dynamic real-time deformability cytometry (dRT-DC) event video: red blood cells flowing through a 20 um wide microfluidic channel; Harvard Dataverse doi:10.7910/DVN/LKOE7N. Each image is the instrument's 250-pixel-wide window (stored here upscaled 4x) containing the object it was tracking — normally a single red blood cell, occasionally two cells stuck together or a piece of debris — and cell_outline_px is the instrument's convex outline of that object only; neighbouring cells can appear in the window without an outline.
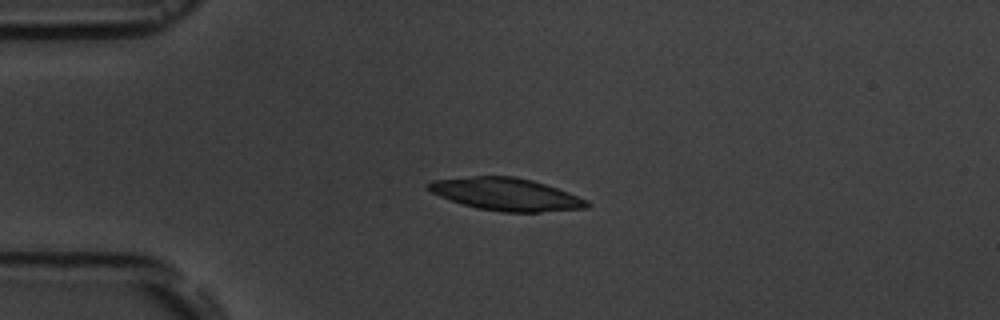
{"species": "common noctule bat (a hibernating species)", "species_latin": "Nyctalus noctula", "temperature_condition": "room temperature", "stored_images_in_passage": 5, "camera_frame_rate_fps": 3000, "um_per_image_px": 0.085, "animal": {"sex": "male", "body_mass_g": 19.5, "forearm_length_mm": 54.6}, "frame": {"image": 1, "passage_image": 1, "time_ms": 0.0, "image_size_px": [1000, 320], "cell_outline_px": [[592, 204], [588, 208], [540, 212], [504, 212], [476, 208], [440, 196], [432, 192], [424, 184], [432, 180], [472, 176], [516, 176], [532, 180], [568, 192], [588, 200]], "centroid_in_image_um": [43.04, 16.51], "position_along_channel_um": 42.0, "area_um2": 30.0}}